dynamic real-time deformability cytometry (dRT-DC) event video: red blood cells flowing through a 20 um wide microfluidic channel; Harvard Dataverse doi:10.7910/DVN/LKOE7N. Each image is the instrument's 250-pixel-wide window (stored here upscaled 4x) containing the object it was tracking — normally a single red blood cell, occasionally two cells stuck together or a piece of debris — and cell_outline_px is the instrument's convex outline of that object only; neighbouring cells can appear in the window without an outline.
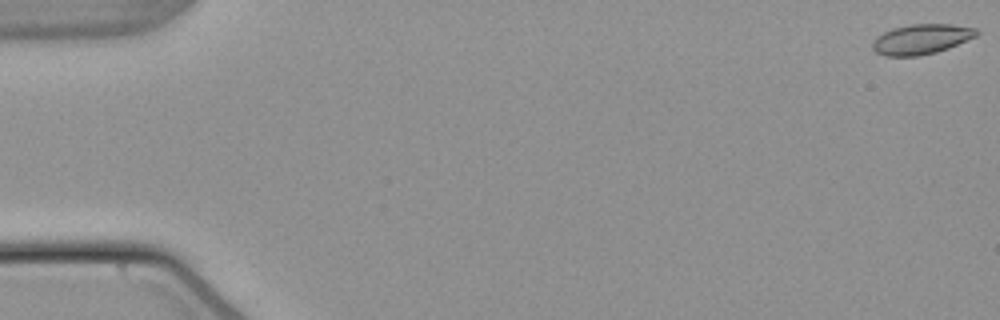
{"species": "common noctule bat (a hibernating species)", "species_latin": "Nyctalus noctula", "temperature_condition": "warm", "stored_images_in_passage": 47, "camera_frame_rate_fps": 3000, "um_per_image_px": 0.085, "animal": {"sex": "male", "body_mass_g": 21.5, "forearm_length_mm": 52.0}, "frame": {"image": 1, "passage_image": 1, "time_ms": 0.0, "image_size_px": [1000, 320], "cell_outline_px": [[980, 32], [976, 36], [948, 48], [936, 52], [920, 56], [884, 56], [876, 52], [872, 48], [872, 44], [876, 36], [892, 28], [908, 24], [952, 24], [976, 28]], "centroid_in_image_um": [78.3, 3.32], "position_along_channel_um": 6.7, "area_um2": 18.32}}
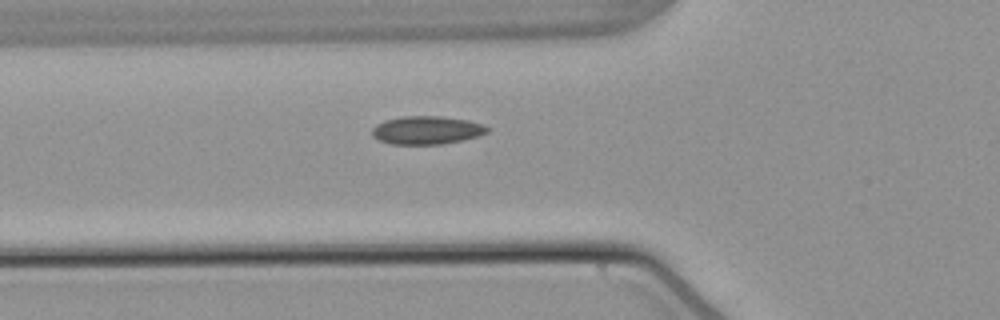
{"frame": {"image": 2, "passage_image": 20, "time_ms": 6.333, "image_size_px": [1000, 320], "cell_outline_px": [[488, 132], [480, 136], [464, 140], [440, 144], [392, 144], [380, 140], [372, 136], [372, 128], [376, 124], [384, 120], [404, 116], [440, 116], [468, 120], [484, 124], [488, 128]], "centroid_in_image_um": [36.29, 11.06], "position_along_channel_um": 89.5, "area_um2": 19.02}}
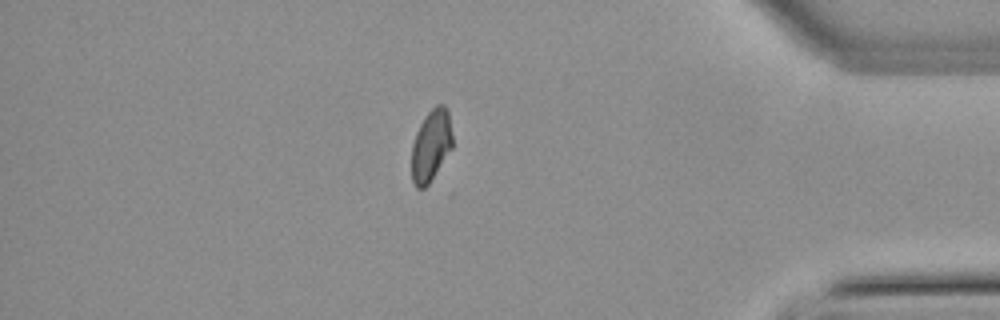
{"frame": {"image": 3, "passage_image": 47, "time_ms": 15.333, "image_size_px": [1000, 320], "cell_outline_px": [[452, 148], [428, 184], [424, 188], [416, 188], [412, 180], [412, 144], [416, 132], [420, 124], [428, 112], [436, 104], [444, 104], [448, 112], [452, 136]], "centroid_in_image_um": [36.63, 12.35], "position_along_channel_um": 398.6, "area_um2": 16.88}, "authors_computed_cell_mechanics": {"area_um2": 18.1492, "velocity_mm_per_s": 3.8149, "shape_relaxation_time_tau1_ms": null, "shape_relaxation_time_tau2_ms": 6.8609, "deformation_change_tau1": null, "deformation_change_tau2": 0.0975}}